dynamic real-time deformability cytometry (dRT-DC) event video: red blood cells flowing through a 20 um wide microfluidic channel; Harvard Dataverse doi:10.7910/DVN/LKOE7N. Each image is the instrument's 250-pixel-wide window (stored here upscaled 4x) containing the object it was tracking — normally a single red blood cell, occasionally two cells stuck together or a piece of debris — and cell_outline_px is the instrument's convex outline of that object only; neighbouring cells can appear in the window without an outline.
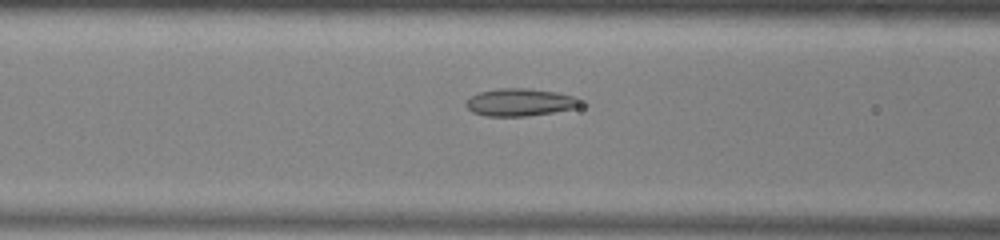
{"species": "common noctule bat (a hibernating species)", "species_latin": "Nyctalus noctula", "temperature_condition": "warm", "stored_images_in_passage": 24, "camera_frame_rate_fps": 3000, "um_per_image_px": 0.085, "animal": {"sex": "male", "body_mass_g": 13.0, "forearm_length_mm": 53.1}, "frame": {"image": 1, "passage_image": 20, "time_ms": 6.333, "image_size_px": [1000, 240], "cell_outline_px": [[588, 104], [576, 108], [528, 116], [488, 116], [472, 112], [464, 104], [472, 96], [480, 92], [500, 88], [528, 88], [556, 92], [572, 96]], "centroid_in_image_um": [44.25, 8.7], "position_along_channel_um": 122.4, "area_um2": 18.32}}
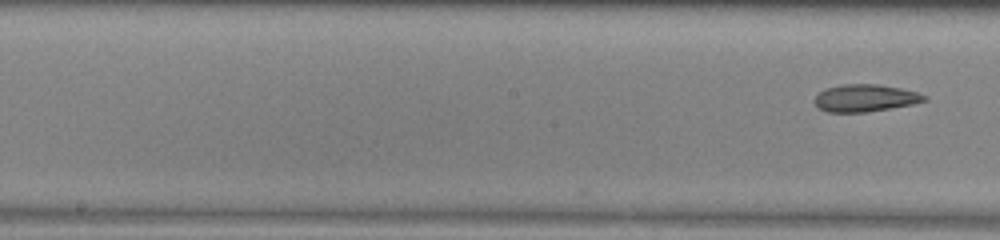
{"frame": {"image": 2, "passage_image": 24, "time_ms": 7.667, "image_size_px": [1000, 240], "cell_outline_px": [[928, 100], [912, 104], [864, 112], [828, 112], [820, 108], [812, 100], [824, 88], [844, 84], [876, 84], [900, 88], [916, 92], [928, 96]], "centroid_in_image_um": [73.53, 8.32], "position_along_channel_um": 174.7, "area_um2": 17.28}}